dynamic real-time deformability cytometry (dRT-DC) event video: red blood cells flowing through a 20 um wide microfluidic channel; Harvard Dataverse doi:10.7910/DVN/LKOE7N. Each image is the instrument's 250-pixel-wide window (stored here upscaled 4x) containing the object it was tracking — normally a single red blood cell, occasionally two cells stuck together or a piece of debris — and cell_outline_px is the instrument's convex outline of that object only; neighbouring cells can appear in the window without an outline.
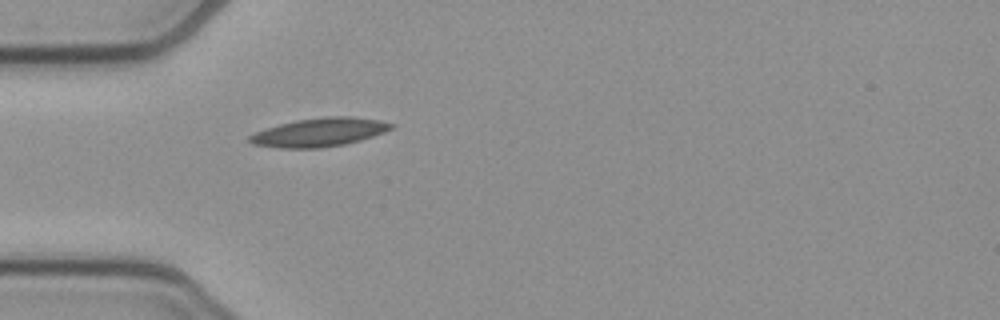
{"species": "common noctule bat (a hibernating species)", "species_latin": "Nyctalus noctula", "temperature_condition": "cold", "stored_images_in_passage": 23, "camera_frame_rate_fps": 3000, "um_per_image_px": 0.085, "animal": {"sex": "female", "body_mass_g": 21.9}, "frame": {"image": 1, "passage_image": 1, "time_ms": 0.0, "image_size_px": [1000, 320], "cell_outline_px": [[396, 124], [392, 128], [384, 132], [360, 140], [344, 144], [320, 148], [280, 148], [252, 144], [248, 140], [248, 136], [256, 132], [280, 124], [296, 120], [324, 116], [352, 116], [380, 120]], "centroid_in_image_um": [27.16, 11.24], "position_along_channel_um": 57.8, "area_um2": 23.52}}
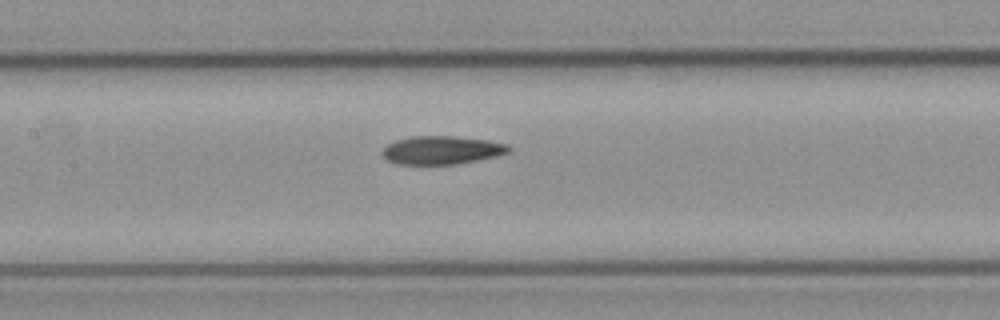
{"frame": {"image": 2, "passage_image": 10, "time_ms": 3.0, "image_size_px": [1000, 320], "cell_outline_px": [[512, 148], [508, 152], [496, 156], [456, 164], [396, 164], [388, 160], [380, 152], [388, 144], [396, 140], [412, 136], [452, 136], [484, 140], [508, 144]], "centroid_in_image_um": [37.52, 12.76], "position_along_channel_um": 169.9, "area_um2": 20.63}}
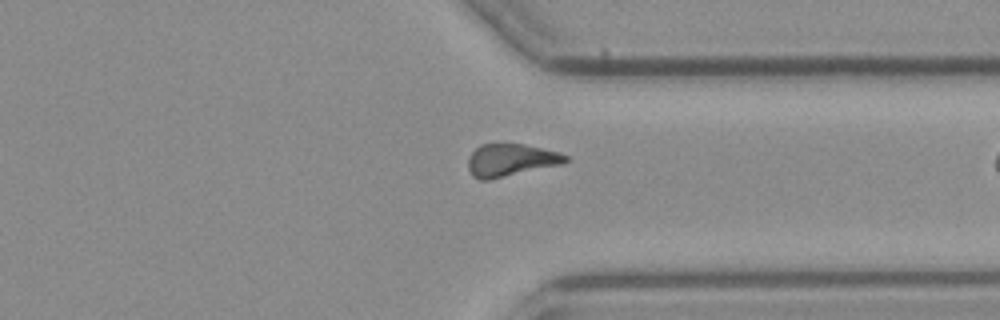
{"frame": {"image": 3, "passage_image": 22, "time_ms": 7.0, "image_size_px": [1000, 320], "cell_outline_px": [[568, 160], [564, 164], [488, 180], [480, 180], [472, 176], [468, 168], [468, 156], [480, 144], [524, 144], [560, 152], [568, 156]], "centroid_in_image_um": [43.42, 13.61], "position_along_channel_um": 368.0, "area_um2": 18.61}}